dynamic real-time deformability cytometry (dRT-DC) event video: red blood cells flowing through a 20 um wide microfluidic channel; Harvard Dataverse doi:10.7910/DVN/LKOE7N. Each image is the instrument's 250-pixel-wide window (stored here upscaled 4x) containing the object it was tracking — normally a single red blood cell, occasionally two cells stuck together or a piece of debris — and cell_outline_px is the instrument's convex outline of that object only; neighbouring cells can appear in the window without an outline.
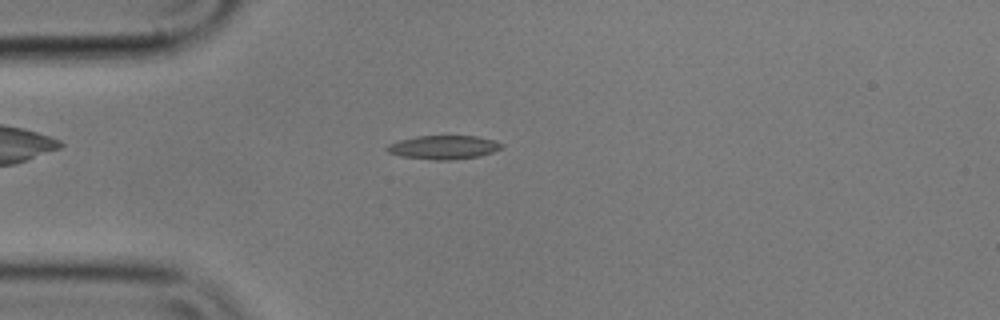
{"species": "common noctule bat (a hibernating species)", "species_latin": "Nyctalus noctula", "temperature_condition": "cold", "stored_images_in_passage": 50, "camera_frame_rate_fps": 3000, "um_per_image_px": 0.085, "animal": {"sex": "male", "body_mass_g": 17.9}, "frame": {"image": 1, "passage_image": 9, "time_ms": 2.667, "image_size_px": [1000, 320], "cell_outline_px": [[504, 144], [500, 148], [492, 152], [480, 156], [452, 160], [432, 160], [400, 156], [388, 152], [384, 148], [388, 144], [400, 140], [416, 136], [476, 136], [496, 140]], "centroid_in_image_um": [37.69, 12.52], "position_along_channel_um": 47.3, "area_um2": 15.95}}
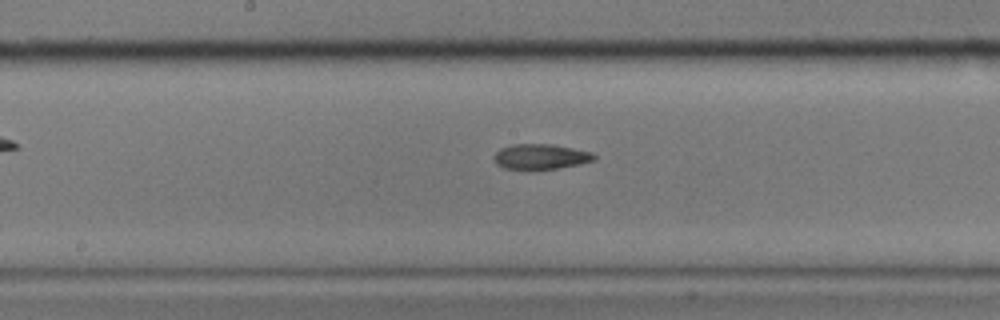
{"frame": {"image": 2, "passage_image": 23, "time_ms": 7.333, "image_size_px": [1000, 320], "cell_outline_px": [[596, 160], [580, 164], [532, 172], [504, 168], [496, 164], [492, 156], [500, 148], [512, 144], [552, 144], [592, 152], [596, 156]], "centroid_in_image_um": [45.91, 13.35], "position_along_channel_um": 202.3, "area_um2": 15.32}}
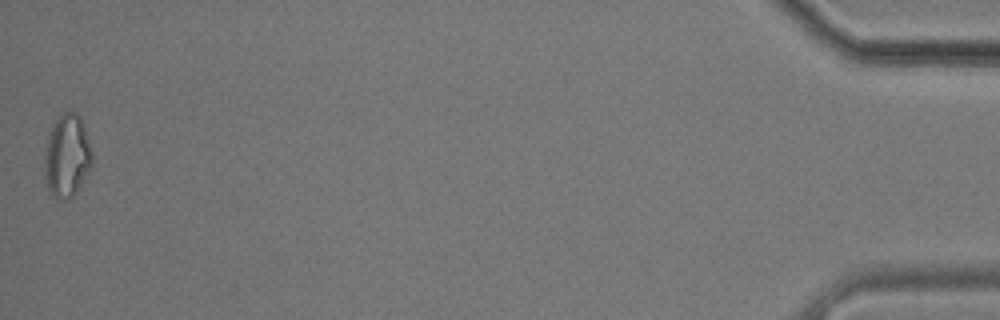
{"frame": {"image": 3, "passage_image": 50, "time_ms": 16.333, "image_size_px": [1000, 320], "cell_outline_px": [[92, 168], [76, 192], [68, 200], [60, 200], [52, 196], [48, 192], [44, 176], [44, 152], [48, 132], [60, 112], [76, 112], [80, 116], [92, 152]], "centroid_in_image_um": [5.66, 13.27], "position_along_channel_um": 429.5, "area_um2": 23.52}, "authors_computed_cell_mechanics": {"area_um2": 15.4904, "velocity_mm_per_s": 3.5786, "shape_relaxation_time_tau1_ms": 7.2622, "shape_relaxation_time_tau2_ms": 7.8191, "deformation_change_tau1": 0.1689, "deformation_change_tau2": 0.1658}}